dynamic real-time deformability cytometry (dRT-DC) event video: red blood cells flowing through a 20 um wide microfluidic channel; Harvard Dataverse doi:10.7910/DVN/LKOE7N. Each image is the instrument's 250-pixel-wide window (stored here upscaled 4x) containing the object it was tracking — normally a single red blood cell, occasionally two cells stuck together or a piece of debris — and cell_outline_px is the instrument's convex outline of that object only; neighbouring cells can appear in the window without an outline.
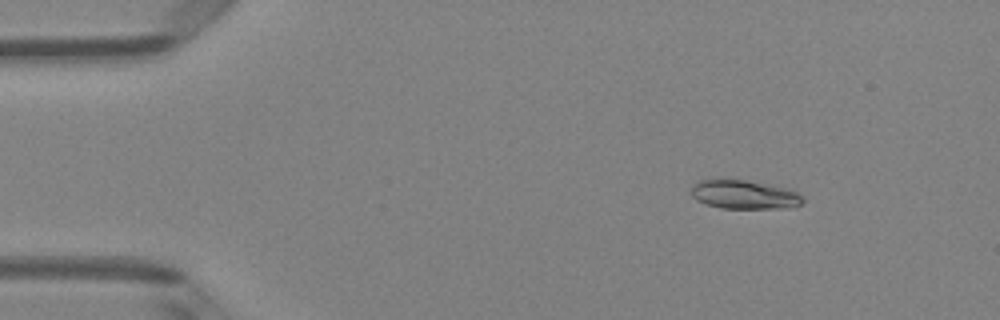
{"species": "Egyptian fruit bat (a non-hibernating species)", "species_latin": "Rousettus aegyptiacus", "temperature_condition": "room temperature", "stored_images_in_passage": 5, "camera_frame_rate_fps": 3000, "um_per_image_px": 0.085, "animal": {"sex": "female"}, "frame": {"image": 1, "passage_image": 2, "time_ms": 1.0, "image_size_px": [1000, 320], "cell_outline_px": [[804, 200], [800, 204], [788, 208], [720, 208], [696, 200], [692, 196], [692, 184], [696, 180], [712, 176], [716, 176], [744, 180], [788, 188], [804, 196]], "centroid_in_image_um": [63.18, 16.49], "position_along_channel_um": 21.8, "area_um2": 19.36}}
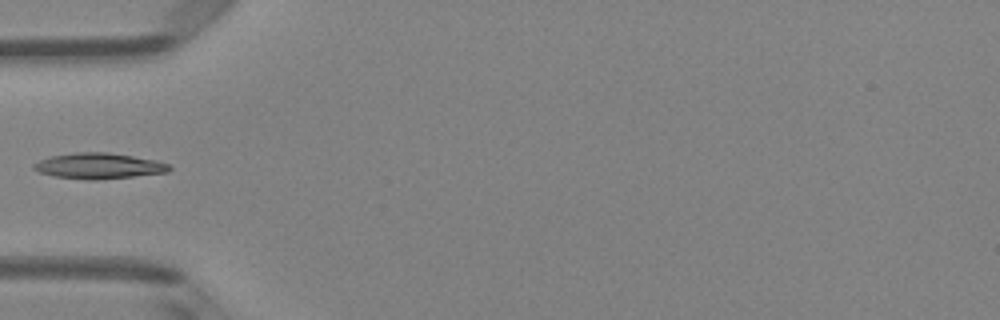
{"frame": {"image": 2, "passage_image": 5, "time_ms": 4.333, "image_size_px": [1000, 320], "cell_outline_px": [[172, 168], [168, 172], [96, 180], [88, 180], [56, 176], [40, 172], [32, 168], [32, 164], [40, 160], [52, 156], [76, 152], [108, 152], [156, 160], [168, 164]], "centroid_in_image_um": [8.4, 14.1], "position_along_channel_um": 76.6, "area_um2": 20.11}}